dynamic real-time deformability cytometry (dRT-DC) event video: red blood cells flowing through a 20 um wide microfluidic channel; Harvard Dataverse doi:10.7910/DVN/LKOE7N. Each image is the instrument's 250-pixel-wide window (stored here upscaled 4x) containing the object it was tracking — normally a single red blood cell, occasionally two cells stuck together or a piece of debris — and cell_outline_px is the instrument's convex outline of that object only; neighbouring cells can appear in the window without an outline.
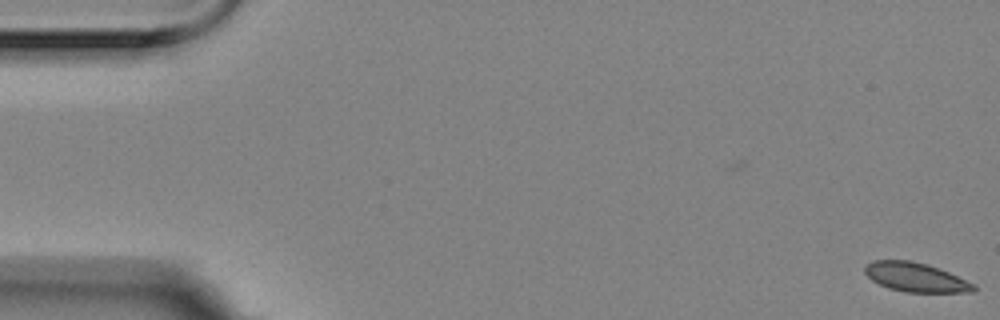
{"species": "Egyptian fruit bat (a non-hibernating species)", "species_latin": "Rousettus aegyptiacus", "temperature_condition": "room temperature", "stored_images_in_passage": 5, "camera_frame_rate_fps": 3000, "um_per_image_px": 0.085, "animal": {"sex": "female"}, "frame": {"image": 1, "passage_image": 1, "time_ms": 0.0, "image_size_px": [1000, 320], "cell_outline_px": [[976, 288], [972, 292], [908, 292], [888, 288], [872, 280], [864, 272], [864, 264], [872, 260], [908, 260], [928, 264], [940, 268], [976, 284]], "centroid_in_image_um": [77.83, 23.55], "position_along_channel_um": 7.2, "area_um2": 18.61}}
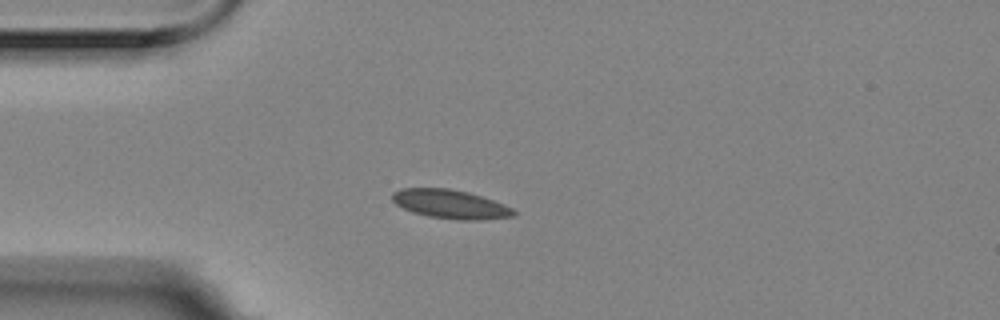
{"frame": {"image": 2, "passage_image": 5, "time_ms": 1.333, "image_size_px": [1000, 320], "cell_outline_px": [[516, 212], [512, 216], [480, 220], [456, 220], [428, 216], [412, 212], [396, 204], [392, 200], [392, 192], [400, 188], [448, 188], [468, 192], [504, 204], [512, 208]], "centroid_in_image_um": [38.25, 17.35], "position_along_channel_um": 46.8, "area_um2": 20.35}}